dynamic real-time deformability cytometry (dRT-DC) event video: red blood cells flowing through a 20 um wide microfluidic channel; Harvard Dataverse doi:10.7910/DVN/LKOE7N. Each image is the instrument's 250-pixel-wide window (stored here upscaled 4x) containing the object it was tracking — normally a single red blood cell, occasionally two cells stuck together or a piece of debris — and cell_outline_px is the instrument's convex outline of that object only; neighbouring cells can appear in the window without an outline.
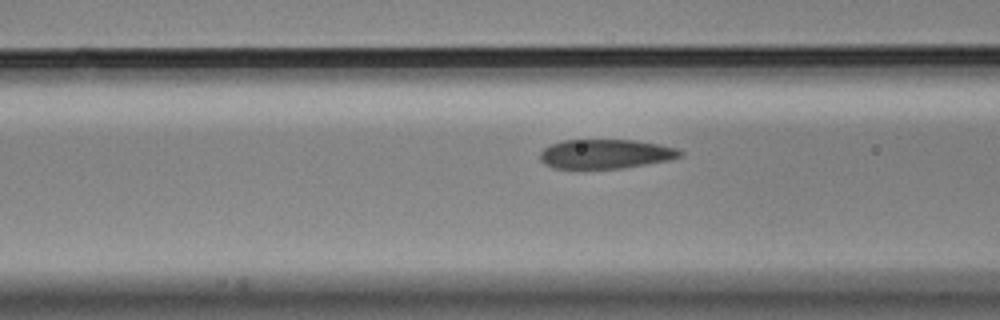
{"species": "Egyptian fruit bat (a non-hibernating species)", "species_latin": "Rousettus aegyptiacus", "temperature_condition": "cold", "stored_images_in_passage": 5, "segment_of_instrument_passage": [2, 2], "camera_frame_rate_fps": 3000, "um_per_image_px": 0.085, "animal": {"sex": "male"}, "frame": {"image": 1, "passage_image": 5, "time_ms": 1.333, "image_size_px": [1000, 320], "cell_outline_px": [[684, 156], [668, 160], [620, 168], [552, 168], [544, 164], [540, 160], [540, 152], [544, 148], [552, 144], [564, 140], [632, 140], [660, 144], [680, 148], [684, 152]], "centroid_in_image_um": [51.5, 13.08], "position_along_channel_um": 115.1, "area_um2": 23.93}}